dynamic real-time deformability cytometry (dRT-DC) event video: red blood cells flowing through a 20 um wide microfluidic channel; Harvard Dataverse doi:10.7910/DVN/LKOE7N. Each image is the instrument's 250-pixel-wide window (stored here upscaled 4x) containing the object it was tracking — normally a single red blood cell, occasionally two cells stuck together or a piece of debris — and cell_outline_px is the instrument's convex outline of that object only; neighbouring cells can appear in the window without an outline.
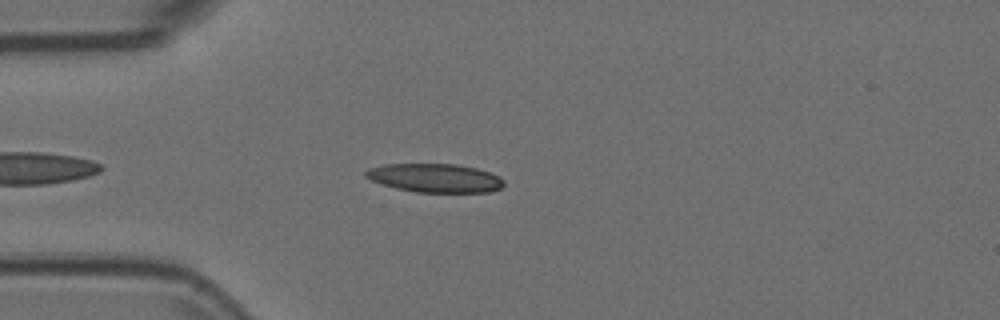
{"species": "Egyptian fruit bat (a non-hibernating species)", "species_latin": "Rousettus aegyptiacus", "temperature_condition": "room temperature", "stored_images_in_passage": 42, "camera_frame_rate_fps": 3000, "um_per_image_px": 0.085, "animal": {"sex": "female"}, "frame": {"image": 1, "passage_image": 5, "time_ms": 1.333, "image_size_px": [1000, 320], "cell_outline_px": [[504, 184], [500, 188], [488, 192], [416, 192], [396, 188], [372, 180], [364, 176], [364, 172], [368, 168], [384, 164], [456, 164], [476, 168], [500, 176], [504, 180]], "centroid_in_image_um": [36.97, 15.12], "position_along_channel_um": 48.0, "area_um2": 23.0}}
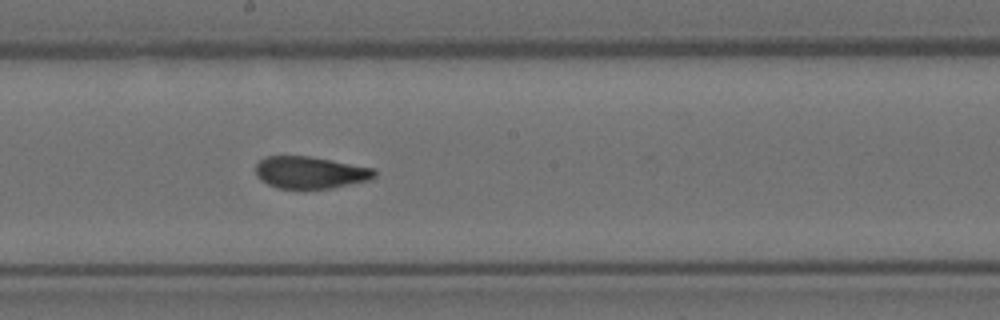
{"frame": {"image": 2, "passage_image": 20, "time_ms": 6.333, "image_size_px": [1000, 320], "cell_outline_px": [[376, 176], [368, 180], [332, 188], [304, 192], [276, 188], [260, 180], [256, 176], [256, 164], [264, 156], [308, 156], [332, 160], [372, 168], [376, 172]], "centroid_in_image_um": [26.31, 14.71], "position_along_channel_um": 221.9, "area_um2": 22.89}}
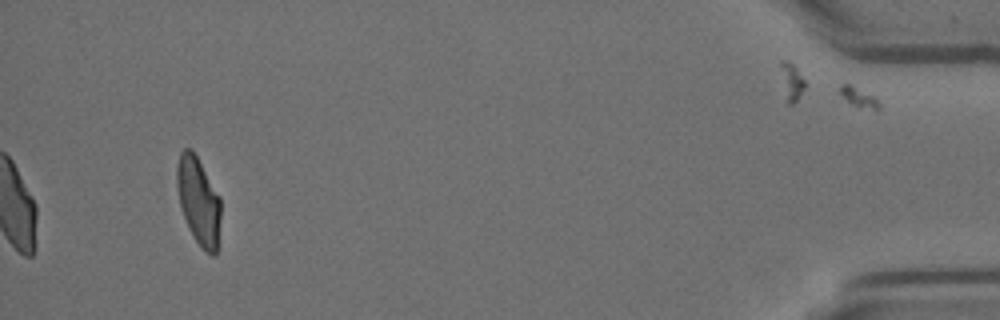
{"frame": {"image": 3, "passage_image": 42, "time_ms": 13.667, "image_size_px": [1000, 320], "cell_outline_px": [[220, 220], [216, 256], [212, 256], [196, 240], [188, 228], [180, 204], [176, 184], [176, 168], [180, 152], [184, 148], [192, 148], [220, 196]], "centroid_in_image_um": [16.87, 17.04], "position_along_channel_um": 418.3, "area_um2": 22.25}}